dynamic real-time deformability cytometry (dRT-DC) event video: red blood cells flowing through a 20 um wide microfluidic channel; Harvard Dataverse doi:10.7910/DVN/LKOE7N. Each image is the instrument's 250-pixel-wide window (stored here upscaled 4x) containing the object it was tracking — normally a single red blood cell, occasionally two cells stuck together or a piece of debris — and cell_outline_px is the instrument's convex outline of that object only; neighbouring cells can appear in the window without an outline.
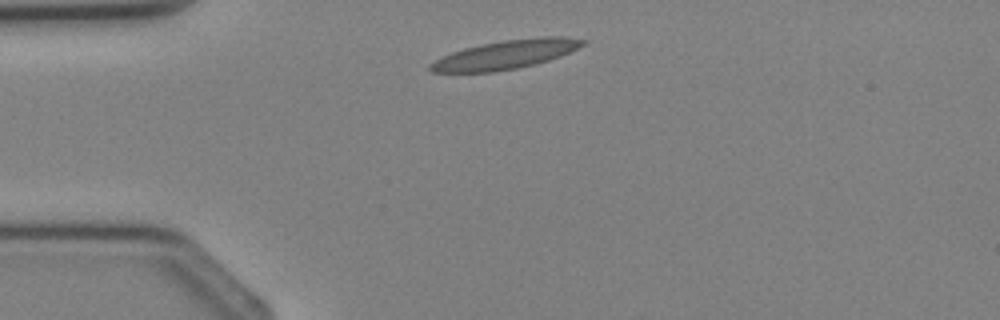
{"species": "Egyptian fruit bat (a non-hibernating species)", "species_latin": "Rousettus aegyptiacus", "temperature_condition": "cold", "stored_images_in_passage": 2, "camera_frame_rate_fps": 3000, "um_per_image_px": 0.085, "animal": {"sex": "female"}, "frame": {"image": 1, "passage_image": 1, "time_ms": 0.0, "image_size_px": [1000, 320], "cell_outline_px": [[588, 44], [560, 56], [536, 64], [516, 68], [492, 72], [432, 72], [428, 68], [428, 64], [452, 52], [464, 48], [480, 44], [504, 40], [540, 36], [568, 36], [588, 40]], "centroid_in_image_um": [43.05, 4.62], "position_along_channel_um": 41.9, "area_um2": 25.78}}
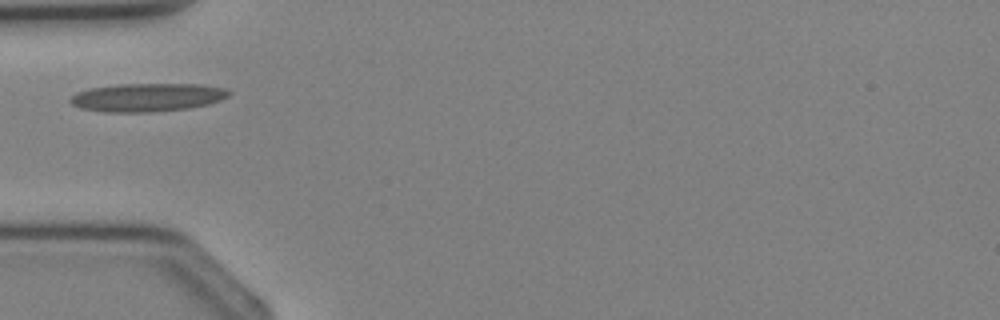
{"frame": {"image": 2, "passage_image": 2, "time_ms": 1.0, "image_size_px": [1000, 320], "cell_outline_px": [[232, 92], [228, 96], [220, 100], [208, 104], [188, 108], [152, 112], [104, 112], [80, 108], [72, 104], [68, 100], [76, 92], [88, 88], [120, 84], [200, 84], [224, 88]], "centroid_in_image_um": [12.49, 8.27], "position_along_channel_um": 72.5, "area_um2": 26.24}}